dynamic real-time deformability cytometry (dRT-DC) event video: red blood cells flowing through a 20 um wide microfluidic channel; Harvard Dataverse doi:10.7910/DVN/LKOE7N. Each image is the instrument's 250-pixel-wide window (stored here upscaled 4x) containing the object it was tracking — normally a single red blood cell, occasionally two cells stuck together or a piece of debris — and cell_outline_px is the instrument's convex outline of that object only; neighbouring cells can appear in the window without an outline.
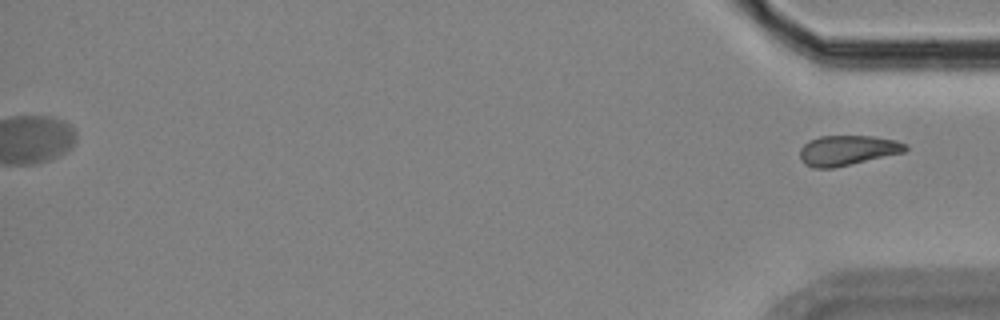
{"species": "Egyptian fruit bat (a non-hibernating species)", "species_latin": "Rousettus aegyptiacus", "temperature_condition": "room temperature", "stored_images_in_passage": 52, "segment_of_instrument_passage": [2, 2], "camera_frame_rate_fps": 3000, "um_per_image_px": 0.085, "animal": {"sex": "female"}, "frame": {"image": 1, "passage_image": 52, "time_ms": 17.0, "image_size_px": [1000, 320], "cell_outline_px": [[908, 148], [904, 152], [832, 168], [812, 168], [804, 164], [800, 160], [800, 148], [808, 140], [820, 136], [872, 136], [896, 140], [908, 144]], "centroid_in_image_um": [72.01, 12.77], "position_along_channel_um": 363.2, "area_um2": 18.5}}